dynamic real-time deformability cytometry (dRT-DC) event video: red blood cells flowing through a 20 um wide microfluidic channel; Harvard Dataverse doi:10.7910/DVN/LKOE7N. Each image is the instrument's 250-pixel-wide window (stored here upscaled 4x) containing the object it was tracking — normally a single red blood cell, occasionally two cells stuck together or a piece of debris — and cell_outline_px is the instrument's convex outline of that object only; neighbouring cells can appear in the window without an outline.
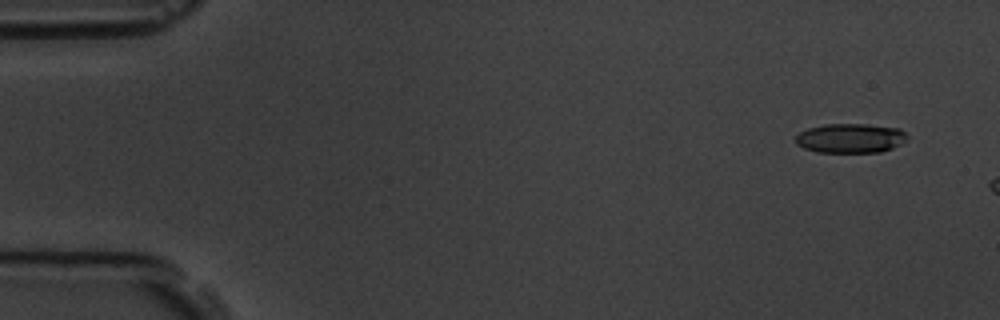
{"species": "common noctule bat (a hibernating species)", "species_latin": "Nyctalus noctula", "temperature_condition": "room temperature", "stored_images_in_passage": 3, "camera_frame_rate_fps": 3000, "um_per_image_px": 0.085, "animal": {"sex": "male", "body_mass_g": 19.5, "forearm_length_mm": 54.6}, "frame": {"image": 1, "passage_image": 1, "time_ms": 0.0, "image_size_px": [1000, 320], "cell_outline_px": [[908, 136], [900, 144], [892, 148], [880, 152], [816, 152], [804, 148], [796, 144], [796, 136], [800, 132], [808, 128], [824, 124], [864, 124], [900, 128]], "centroid_in_image_um": [72.27, 11.74], "position_along_channel_um": 12.7, "area_um2": 19.07}}